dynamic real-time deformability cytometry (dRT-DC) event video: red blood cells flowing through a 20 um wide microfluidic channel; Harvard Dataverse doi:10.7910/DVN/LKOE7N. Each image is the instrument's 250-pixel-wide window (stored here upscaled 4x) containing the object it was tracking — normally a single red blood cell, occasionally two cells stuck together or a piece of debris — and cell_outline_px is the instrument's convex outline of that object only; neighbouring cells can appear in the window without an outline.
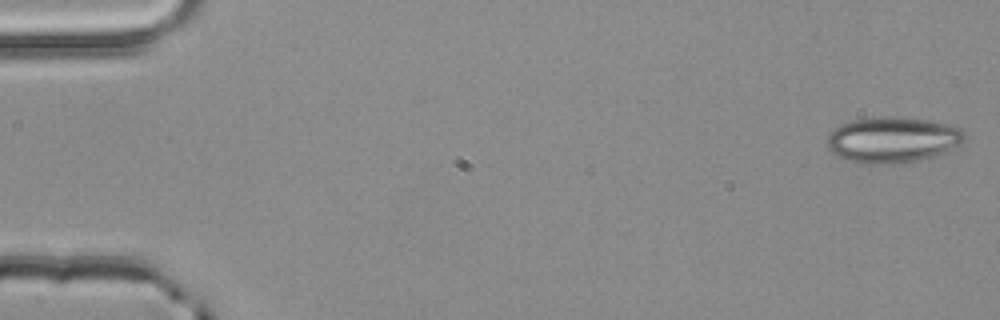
{"species": "common noctule bat (a hibernating species)", "species_latin": "Nyctalus noctula", "temperature_condition": "room temperature", "stored_images_in_passage": 52, "camera_frame_rate_fps": 3000, "um_per_image_px": 0.085, "animal": {"sex": "male", "body_mass_g": 20.4}, "frame": {"image": 1, "passage_image": 1, "time_ms": 0.0, "image_size_px": [1000, 320], "cell_outline_px": [[968, 136], [960, 144], [944, 152], [932, 156], [916, 160], [892, 164], [864, 164], [848, 160], [832, 152], [828, 148], [828, 136], [840, 124], [856, 120], [888, 116], [928, 120], [960, 128]], "centroid_in_image_um": [75.88, 11.89], "position_along_channel_um": 9.1, "area_um2": 36.13}}
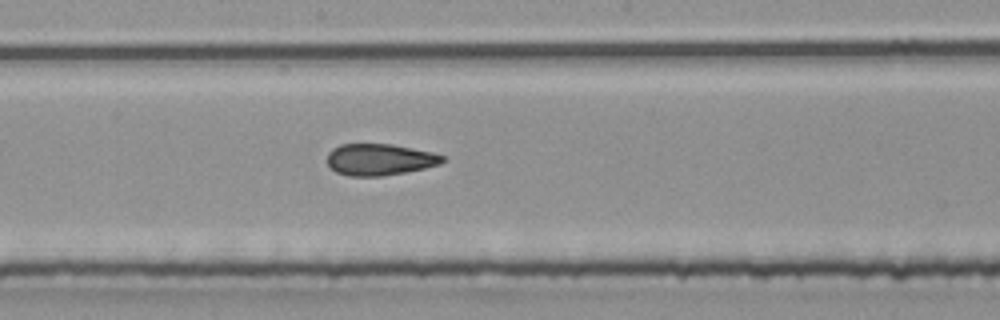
{"frame": {"image": 2, "passage_image": 28, "time_ms": 9.0, "image_size_px": [1000, 320], "cell_outline_px": [[444, 160], [440, 164], [424, 168], [404, 172], [380, 176], [348, 176], [336, 172], [328, 164], [328, 152], [332, 148], [340, 144], [392, 144], [432, 152], [444, 156]], "centroid_in_image_um": [32.25, 13.55], "position_along_channel_um": 216.0, "area_um2": 21.1}}
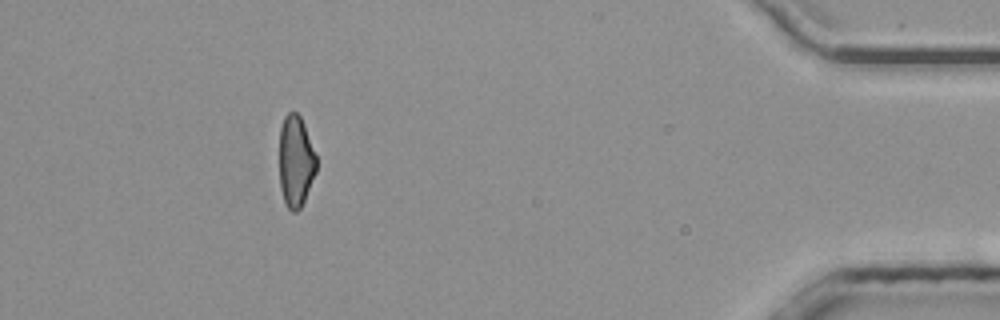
{"frame": {"image": 3, "passage_image": 47, "time_ms": 15.333, "image_size_px": [1000, 320], "cell_outline_px": [[316, 172], [304, 200], [300, 208], [296, 212], [292, 212], [288, 208], [284, 200], [280, 188], [280, 128], [284, 116], [288, 112], [296, 112], [300, 116], [304, 124], [316, 156]], "centroid_in_image_um": [25.13, 13.7], "position_along_channel_um": 410.1, "area_um2": 19.59}, "authors_computed_cell_mechanics": {"area_um2": 21.675, "velocity_mm_per_s": 4.014, "shape_relaxation_time_tau1_ms": null, "shape_relaxation_time_tau2_ms": 2.9004, "deformation_change_tau1": null, "deformation_change_tau2": 0.1239}}